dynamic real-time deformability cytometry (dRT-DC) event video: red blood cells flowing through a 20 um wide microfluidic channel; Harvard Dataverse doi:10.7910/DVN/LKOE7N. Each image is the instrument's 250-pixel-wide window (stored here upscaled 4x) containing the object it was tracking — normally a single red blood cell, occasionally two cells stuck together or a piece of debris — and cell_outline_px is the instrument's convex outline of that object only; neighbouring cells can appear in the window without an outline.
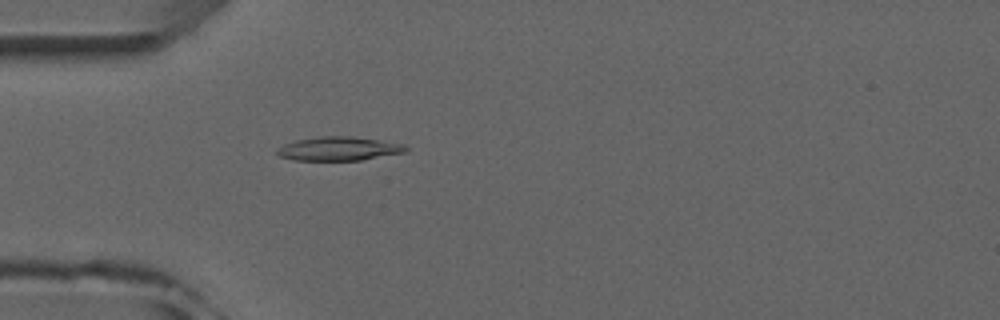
{"species": "common noctule bat (a hibernating species)", "species_latin": "Nyctalus noctula", "temperature_condition": "room temperature", "stored_images_in_passage": 4, "camera_frame_rate_fps": 3000, "um_per_image_px": 0.085, "animal": {"sex": "male", "forearm_length_mm": 52.5}, "frame": {"image": 1, "passage_image": 4, "time_ms": 4.333, "image_size_px": [1000, 320], "cell_outline_px": [[408, 148], [404, 152], [360, 160], [292, 160], [280, 156], [276, 152], [276, 148], [284, 144], [296, 140], [320, 136], [352, 136], [380, 140], [404, 144]], "centroid_in_image_um": [28.76, 12.63], "position_along_channel_um": 56.2, "area_um2": 17.8}}